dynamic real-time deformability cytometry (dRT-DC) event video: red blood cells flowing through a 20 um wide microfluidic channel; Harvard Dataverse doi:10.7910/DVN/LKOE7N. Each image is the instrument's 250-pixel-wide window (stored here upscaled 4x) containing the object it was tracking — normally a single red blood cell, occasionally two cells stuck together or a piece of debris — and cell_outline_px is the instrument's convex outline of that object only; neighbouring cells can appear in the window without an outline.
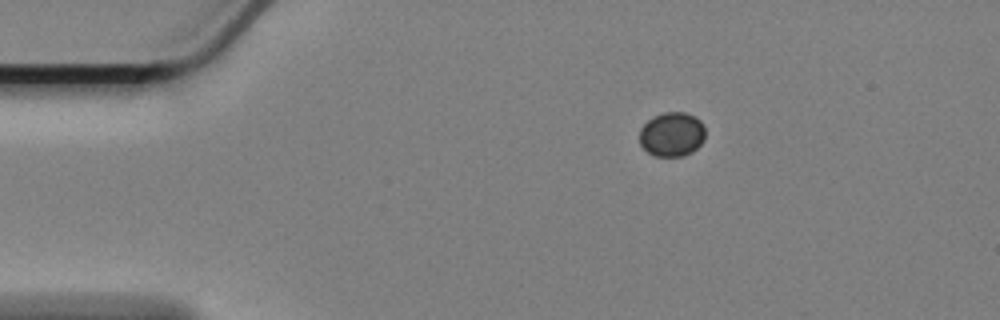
{"species": "Egyptian fruit bat (a non-hibernating species)", "species_latin": "Rousettus aegyptiacus", "temperature_condition": "cold", "stored_images_in_passage": 50, "camera_frame_rate_fps": 3000, "um_per_image_px": 0.085, "animal": {"sex": "female"}, "frame": {"image": 1, "passage_image": 1, "time_ms": 0.0, "image_size_px": [1000, 320], "cell_outline_px": [[704, 140], [692, 152], [684, 156], [656, 156], [648, 152], [640, 144], [640, 128], [652, 116], [664, 112], [684, 112], [696, 116], [704, 124]], "centroid_in_image_um": [57.12, 11.4], "position_along_channel_um": 27.9, "area_um2": 17.11}}
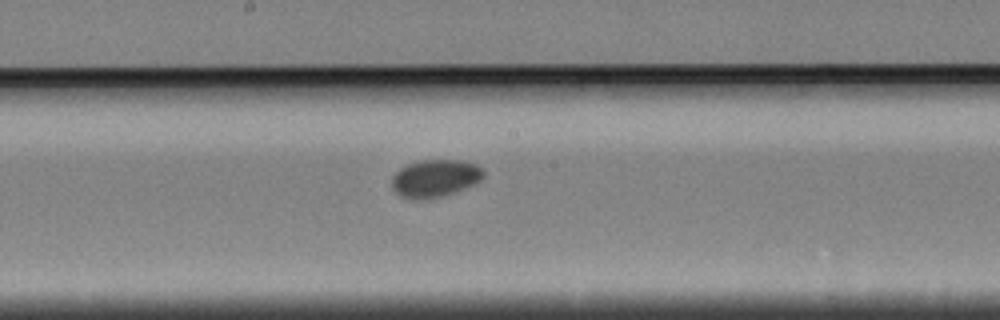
{"frame": {"image": 2, "passage_image": 22, "time_ms": 7.0, "image_size_px": [1000, 320], "cell_outline_px": [[484, 176], [476, 184], [440, 196], [400, 196], [392, 188], [392, 176], [400, 168], [408, 164], [420, 160], [460, 160], [476, 164], [484, 168]], "centroid_in_image_um": [37.03, 15.09], "position_along_channel_um": 211.2, "area_um2": 19.42}}
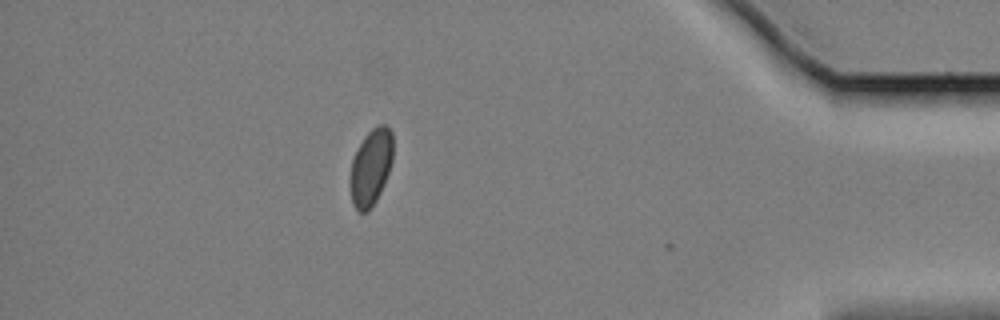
{"frame": {"image": 3, "passage_image": 43, "time_ms": 14.0, "image_size_px": [1000, 320], "cell_outline_px": [[392, 160], [384, 184], [376, 200], [364, 212], [356, 212], [352, 204], [352, 160], [364, 136], [372, 128], [380, 124], [384, 124], [392, 132]], "centroid_in_image_um": [31.54, 14.18], "position_along_channel_um": 403.7, "area_um2": 18.44}}